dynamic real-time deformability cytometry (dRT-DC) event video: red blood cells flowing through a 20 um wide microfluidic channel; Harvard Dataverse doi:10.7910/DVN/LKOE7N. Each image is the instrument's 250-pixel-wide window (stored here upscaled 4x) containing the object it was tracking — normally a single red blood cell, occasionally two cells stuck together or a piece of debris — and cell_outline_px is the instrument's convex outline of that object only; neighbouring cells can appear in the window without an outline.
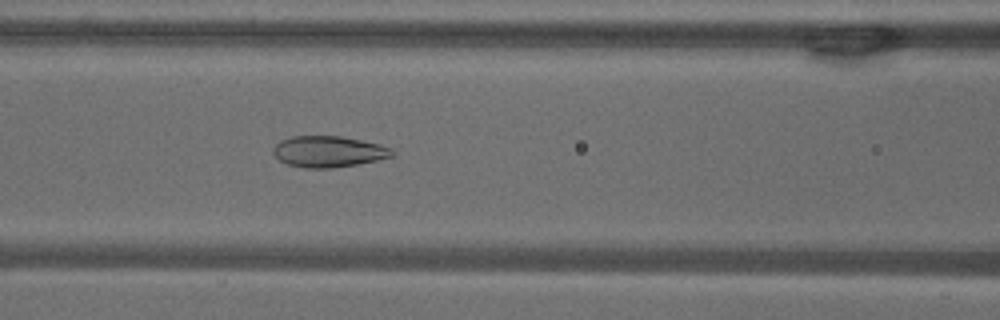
{"species": "common noctule bat (a hibernating species)", "species_latin": "Nyctalus noctula", "temperature_condition": "warm", "stored_images_in_passage": 54, "camera_frame_rate_fps": 3000, "um_per_image_px": 0.085, "animal": {"sex": "male", "body_mass_g": 18.8}, "frame": {"image": 1, "passage_image": 23, "time_ms": 7.333, "image_size_px": [1000, 320], "cell_outline_px": [[396, 152], [392, 156], [376, 160], [356, 164], [332, 168], [304, 168], [288, 164], [280, 160], [272, 152], [272, 148], [280, 140], [292, 136], [340, 136], [380, 144], [392, 148]], "centroid_in_image_um": [27.91, 12.88], "position_along_channel_um": 138.7, "area_um2": 21.56}}
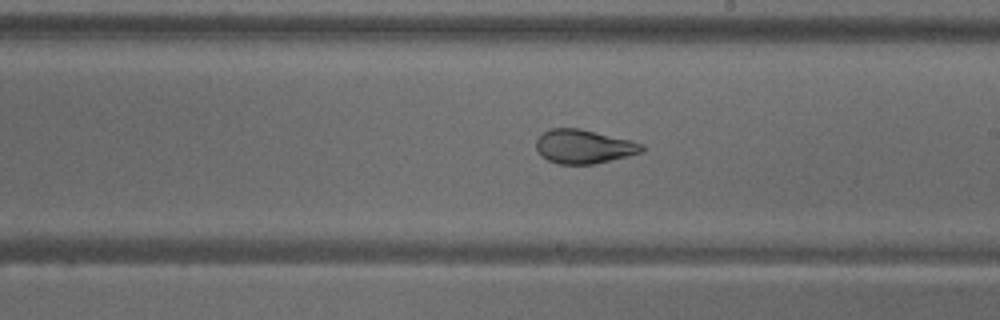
{"frame": {"image": 2, "passage_image": 31, "time_ms": 10.0, "image_size_px": [1000, 320], "cell_outline_px": [[644, 148], [640, 152], [596, 164], [560, 164], [548, 160], [536, 148], [536, 140], [544, 132], [552, 128], [580, 128], [632, 140], [644, 144]], "centroid_in_image_um": [49.64, 12.44], "position_along_channel_um": 239.4, "area_um2": 20.69}}
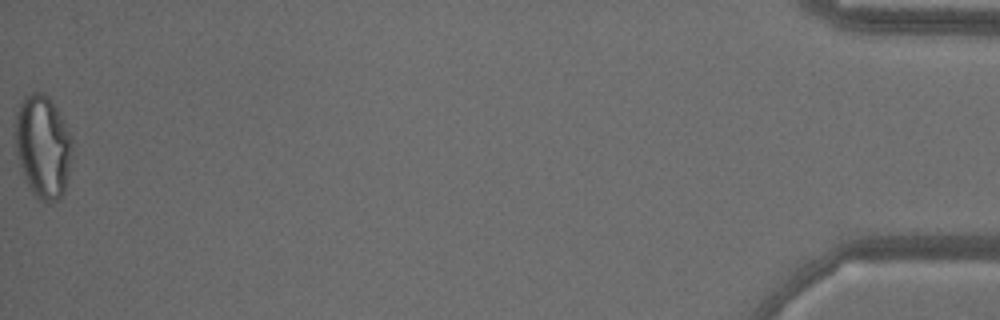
{"frame": {"image": 3, "passage_image": 54, "time_ms": 17.667, "image_size_px": [1000, 320], "cell_outline_px": [[72, 144], [68, 176], [64, 192], [60, 200], [52, 204], [48, 204], [36, 200], [28, 188], [24, 180], [16, 152], [16, 116], [20, 104], [24, 96], [32, 92], [44, 92], [48, 96], [56, 108], [72, 136]], "centroid_in_image_um": [3.65, 12.54], "position_along_channel_um": 431.6, "area_um2": 34.62}, "authors_computed_cell_mechanics": {"area_um2": 26.8192, "velocity_mm_per_s": 3.7888, "shape_relaxation_time_tau1_ms": null, "shape_relaxation_time_tau2_ms": 0.7519, "deformation_change_tau1": null, "deformation_change_tau2": 0.0679}}